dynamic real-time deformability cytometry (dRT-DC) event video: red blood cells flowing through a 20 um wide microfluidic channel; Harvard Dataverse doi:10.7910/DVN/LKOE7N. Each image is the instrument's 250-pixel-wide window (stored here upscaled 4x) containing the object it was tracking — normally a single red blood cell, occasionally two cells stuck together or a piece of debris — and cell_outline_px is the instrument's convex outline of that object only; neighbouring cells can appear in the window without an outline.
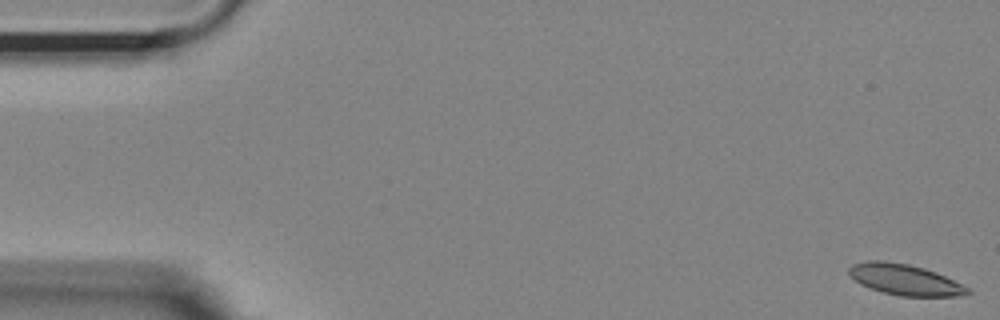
{"species": "Egyptian fruit bat (a non-hibernating species)", "species_latin": "Rousettus aegyptiacus", "temperature_condition": "room temperature", "stored_images_in_passage": 54, "camera_frame_rate_fps": 3000, "um_per_image_px": 0.085, "animal": {"sex": "female"}, "frame": {"image": 1, "passage_image": 1, "time_ms": 0.0, "image_size_px": [1000, 320], "cell_outline_px": [[972, 292], [964, 296], [900, 296], [868, 288], [860, 284], [848, 272], [848, 268], [852, 264], [868, 260], [884, 260], [908, 264], [924, 268], [936, 272], [968, 288]], "centroid_in_image_um": [76.89, 23.76], "position_along_channel_um": 8.1, "area_um2": 21.27}}
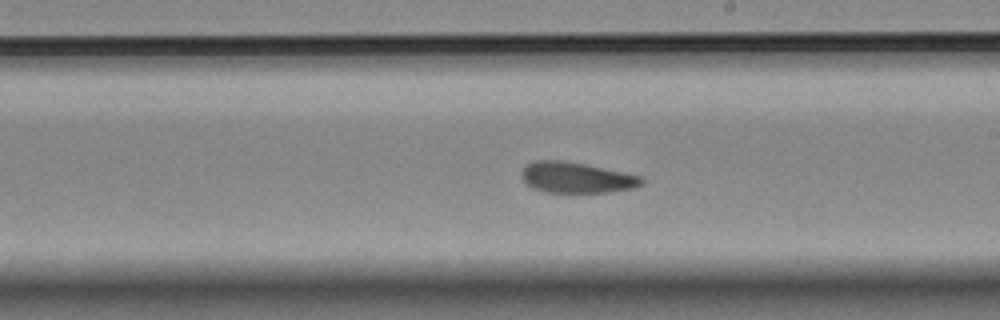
{"frame": {"image": 2, "passage_image": 31, "time_ms": 10.0, "image_size_px": [1000, 320], "cell_outline_px": [[644, 180], [640, 184], [632, 188], [608, 192], [544, 192], [532, 188], [520, 176], [520, 172], [528, 164], [536, 160], [564, 160], [584, 164], [640, 176]], "centroid_in_image_um": [48.93, 15.09], "position_along_channel_um": 240.1, "area_um2": 21.21}}
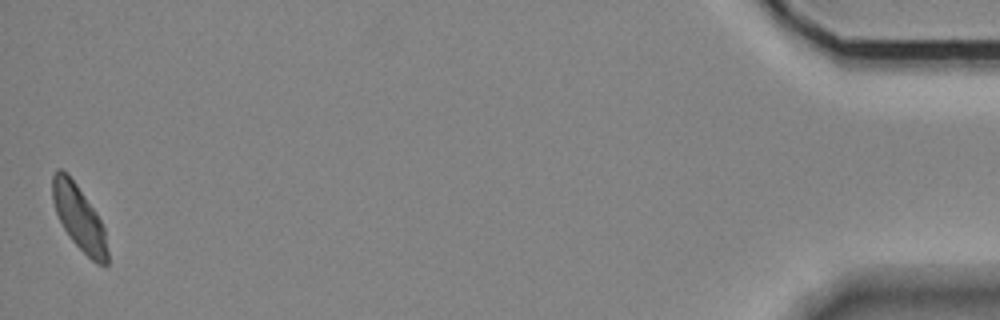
{"frame": {"image": 3, "passage_image": 54, "time_ms": 17.667, "image_size_px": [1000, 320], "cell_outline_px": [[108, 264], [96, 264], [72, 240], [64, 228], [56, 212], [52, 200], [52, 176], [56, 168], [60, 168], [68, 172], [96, 212], [104, 228], [108, 252]], "centroid_in_image_um": [6.71, 18.46], "position_along_channel_um": 428.5, "area_um2": 20.63}, "authors_computed_cell_mechanics": {"area_um2": 21.8773, "velocity_mm_per_s": 3.6516, "shape_relaxation_time_tau1_ms": 5.4133, "shape_relaxation_time_tau2_ms": 2.9113, "deformation_change_tau1": 0.1347, "deformation_change_tau2": 0.0827}}